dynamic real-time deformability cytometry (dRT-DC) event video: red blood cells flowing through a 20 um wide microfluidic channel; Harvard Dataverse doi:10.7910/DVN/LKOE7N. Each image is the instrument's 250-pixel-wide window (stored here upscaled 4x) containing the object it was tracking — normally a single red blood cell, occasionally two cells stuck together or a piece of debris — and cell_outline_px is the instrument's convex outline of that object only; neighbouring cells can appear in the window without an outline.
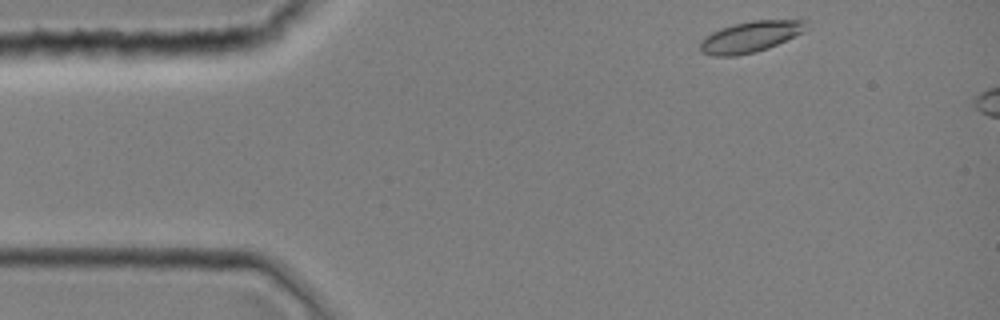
{"species": "common noctule bat (a hibernating species)", "species_latin": "Nyctalus noctula", "temperature_condition": "room temperature", "stored_images_in_passage": 4, "camera_frame_rate_fps": 3000, "um_per_image_px": 0.085, "animal": {"sex": "female", "body_mass_g": 19.0, "forearm_length_mm": 51.5}, "frame": {"image": 1, "passage_image": 1, "time_ms": 0.0, "image_size_px": [1000, 320], "cell_outline_px": [[804, 32], [768, 48], [756, 52], [736, 56], [712, 56], [700, 52], [700, 40], [704, 36], [720, 28], [732, 24], [752, 20], [804, 20]], "centroid_in_image_um": [63.7, 3.14], "position_along_channel_um": 21.3, "area_um2": 19.19}}